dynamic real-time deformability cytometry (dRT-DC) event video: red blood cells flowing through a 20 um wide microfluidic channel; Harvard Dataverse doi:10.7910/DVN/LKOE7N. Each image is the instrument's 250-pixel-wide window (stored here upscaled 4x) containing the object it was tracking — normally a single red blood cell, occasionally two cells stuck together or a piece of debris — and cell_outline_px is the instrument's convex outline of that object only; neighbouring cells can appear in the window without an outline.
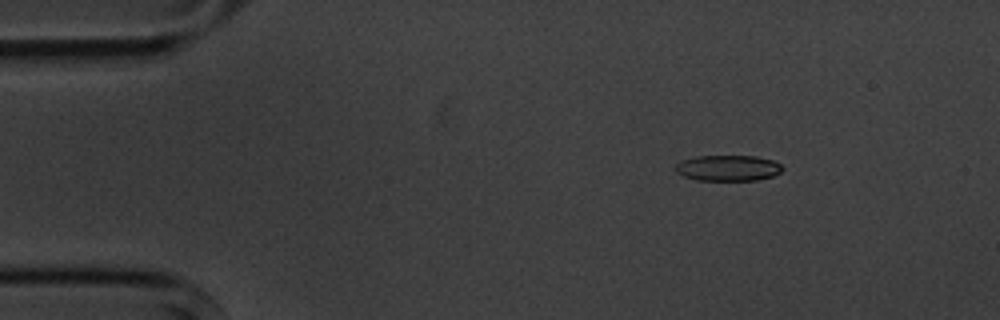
{"species": "common noctule bat (a hibernating species)", "species_latin": "Nyctalus noctula", "temperature_condition": "cold", "stored_images_in_passage": 7, "camera_frame_rate_fps": 3000, "um_per_image_px": 0.085, "animal": {"sex": "male", "body_mass_g": 20.1, "forearm_length_mm": 53.5}, "frame": {"image": 1, "passage_image": 3, "time_ms": 2.333, "image_size_px": [1000, 320], "cell_outline_px": [[784, 168], [780, 172], [772, 176], [756, 180], [696, 180], [684, 176], [676, 172], [676, 164], [680, 160], [696, 156], [756, 156], [772, 160], [780, 164]], "centroid_in_image_um": [61.86, 14.28], "position_along_channel_um": 23.1, "area_um2": 16.07}}
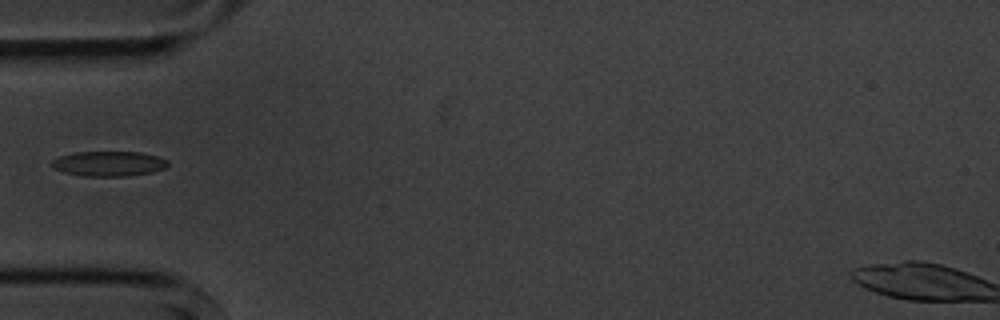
{"frame": {"image": 2, "passage_image": 6, "time_ms": 5.667, "image_size_px": [1000, 320], "cell_outline_px": [[168, 164], [164, 168], [152, 172], [128, 176], [80, 176], [64, 172], [52, 168], [52, 160], [60, 156], [72, 152], [140, 152], [156, 156], [168, 160]], "centroid_in_image_um": [9.22, 13.91], "position_along_channel_um": 75.8, "area_um2": 16.94}}
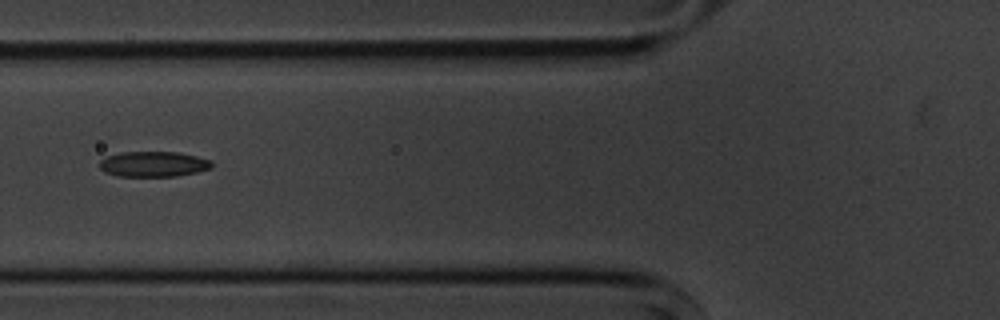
{"frame": {"image": 3, "passage_image": 7, "time_ms": 6.667, "image_size_px": [1000, 320], "cell_outline_px": [[212, 168], [196, 172], [176, 176], [116, 176], [104, 172], [100, 168], [100, 160], [108, 156], [124, 152], [180, 152], [212, 160]], "centroid_in_image_um": [13.06, 13.95], "position_along_channel_um": 112.7, "area_um2": 16.59}}